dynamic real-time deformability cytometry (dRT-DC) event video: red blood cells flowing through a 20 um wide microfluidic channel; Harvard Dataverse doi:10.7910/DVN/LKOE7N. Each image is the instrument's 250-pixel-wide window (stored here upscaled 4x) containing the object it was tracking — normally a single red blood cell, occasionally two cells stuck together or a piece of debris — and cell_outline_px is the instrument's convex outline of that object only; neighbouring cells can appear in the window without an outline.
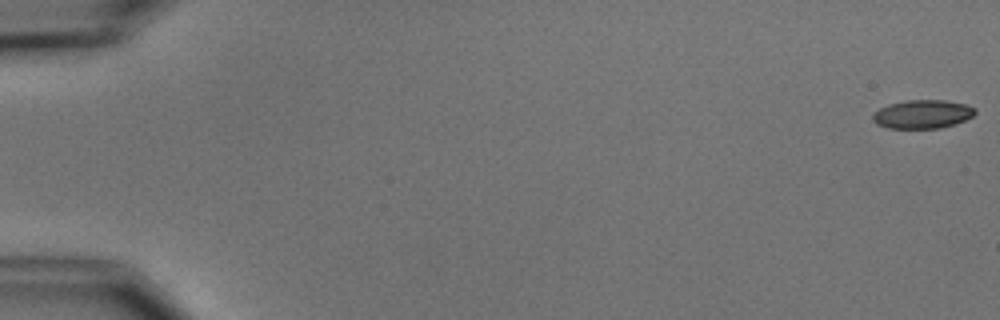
{"species": "common noctule bat (a hibernating species)", "species_latin": "Nyctalus noctula", "temperature_condition": "cold", "stored_images_in_passage": 7, "camera_frame_rate_fps": 3000, "um_per_image_px": 0.085, "animal": {"sex": "male", "body_mass_g": 15.6}, "frame": {"image": 1, "passage_image": 1, "time_ms": 0.0, "image_size_px": [1000, 320], "cell_outline_px": [[976, 112], [972, 116], [964, 120], [940, 128], [888, 128], [876, 124], [872, 120], [872, 116], [880, 108], [888, 104], [908, 100], [944, 100], [964, 104], [976, 108]], "centroid_in_image_um": [78.39, 9.7], "position_along_channel_um": 6.6, "area_um2": 16.88}}